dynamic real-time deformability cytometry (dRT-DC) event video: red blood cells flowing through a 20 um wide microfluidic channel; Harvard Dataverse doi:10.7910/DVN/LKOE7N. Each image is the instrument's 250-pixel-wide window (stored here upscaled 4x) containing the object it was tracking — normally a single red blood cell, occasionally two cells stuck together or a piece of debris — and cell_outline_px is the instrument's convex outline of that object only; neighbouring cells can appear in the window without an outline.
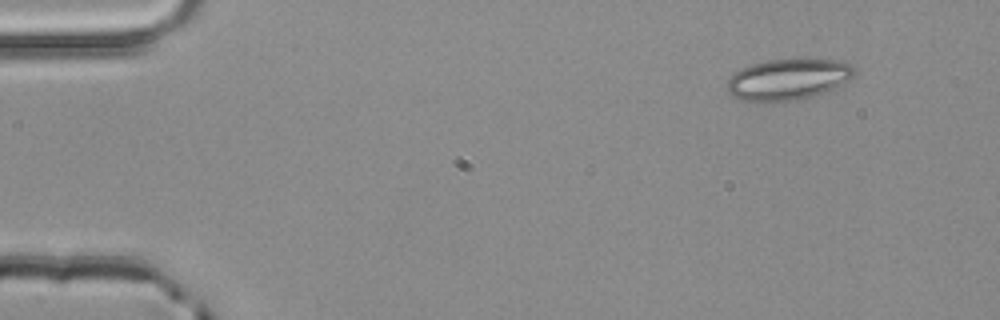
{"species": "common noctule bat (a hibernating species)", "species_latin": "Nyctalus noctula", "temperature_condition": "room temperature", "stored_images_in_passage": 3, "camera_frame_rate_fps": 3000, "um_per_image_px": 0.085, "animal": {"sex": "male", "body_mass_g": 20.4}, "frame": {"image": 1, "passage_image": 1, "time_ms": 0.0, "image_size_px": [1000, 320], "cell_outline_px": [[856, 72], [848, 80], [824, 92], [800, 100], [744, 100], [728, 92], [728, 80], [740, 68], [752, 64], [768, 60], [836, 60], [848, 64], [856, 68]], "centroid_in_image_um": [67.0, 6.73], "position_along_channel_um": 18.0, "area_um2": 29.54}}